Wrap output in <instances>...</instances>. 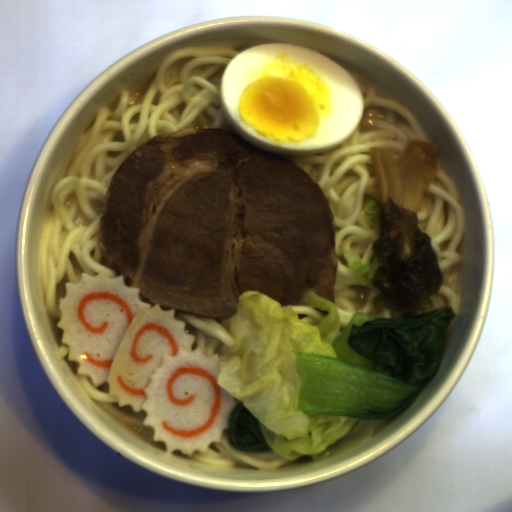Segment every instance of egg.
<instances>
[{
  "instance_id": "obj_1",
  "label": "egg",
  "mask_w": 512,
  "mask_h": 512,
  "mask_svg": "<svg viewBox=\"0 0 512 512\" xmlns=\"http://www.w3.org/2000/svg\"><path fill=\"white\" fill-rule=\"evenodd\" d=\"M226 122L259 150L313 156L339 147L364 117L362 90L331 57L294 44L245 48L220 83Z\"/></svg>"
}]
</instances>
